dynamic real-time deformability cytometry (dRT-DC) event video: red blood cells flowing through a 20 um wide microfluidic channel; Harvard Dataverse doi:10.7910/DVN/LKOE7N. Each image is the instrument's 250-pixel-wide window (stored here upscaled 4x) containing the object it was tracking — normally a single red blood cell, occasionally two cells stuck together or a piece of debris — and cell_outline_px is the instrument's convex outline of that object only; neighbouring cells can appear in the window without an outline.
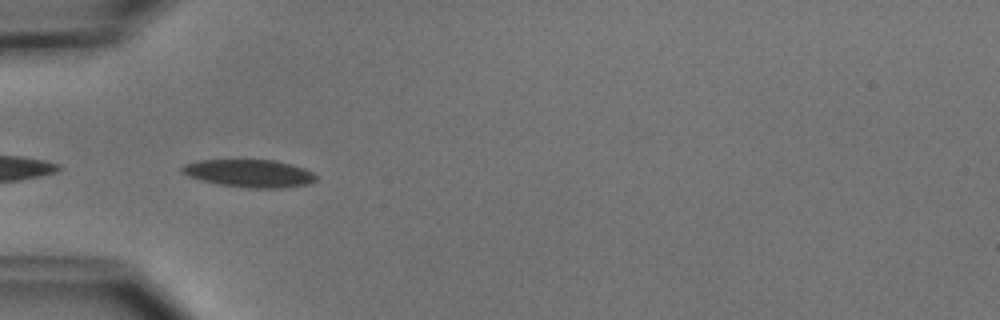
{"species": "common noctule bat (a hibernating species)", "species_latin": "Nyctalus noctula", "temperature_condition": "cold", "stored_images_in_passage": 6, "camera_frame_rate_fps": 3000, "um_per_image_px": 0.085, "animal": {"sex": "male", "body_mass_g": 15.6}, "frame": {"image": 1, "passage_image": 5, "time_ms": 5.333, "image_size_px": [1000, 320], "cell_outline_px": [[316, 180], [308, 184], [284, 188], [248, 188], [220, 184], [188, 176], [180, 172], [180, 168], [184, 164], [196, 160], [276, 160], [304, 168], [312, 172], [316, 176]], "centroid_in_image_um": [21.19, 14.73], "position_along_channel_um": 63.8, "area_um2": 21.62}}